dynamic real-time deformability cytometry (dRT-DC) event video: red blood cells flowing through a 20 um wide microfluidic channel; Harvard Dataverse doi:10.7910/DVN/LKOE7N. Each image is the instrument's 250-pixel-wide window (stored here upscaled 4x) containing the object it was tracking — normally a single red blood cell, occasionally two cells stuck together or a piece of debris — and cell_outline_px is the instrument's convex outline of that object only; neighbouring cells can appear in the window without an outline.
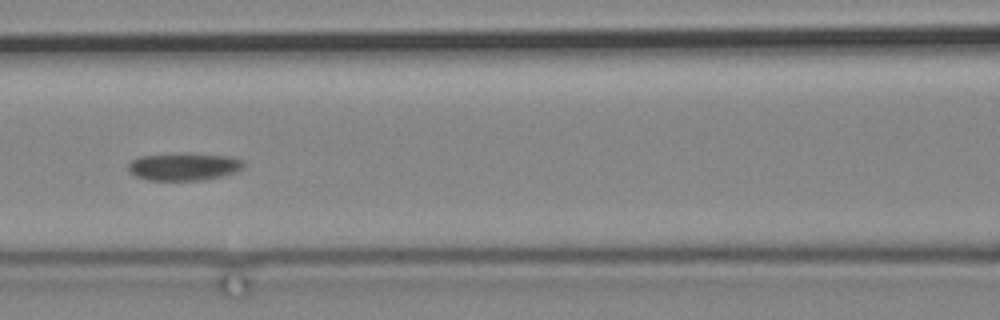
{"species": "common noctule bat (a hibernating species)", "species_latin": "Nyctalus noctula", "temperature_condition": "cold", "stored_images_in_passage": 6, "camera_frame_rate_fps": 3000, "um_per_image_px": 0.085, "animal": {"sex": "male", "body_mass_g": 19.2, "forearm_length_mm": 51.8}, "frame": {"image": 1, "passage_image": 3, "time_ms": 2.333, "image_size_px": [1000, 320], "cell_outline_px": [[244, 168], [236, 172], [204, 180], [148, 180], [136, 176], [128, 168], [128, 164], [132, 160], [140, 156], [184, 152], [188, 152], [228, 156], [244, 160]], "centroid_in_image_um": [15.66, 14.14], "position_along_channel_um": 150.9, "area_um2": 18.79}}
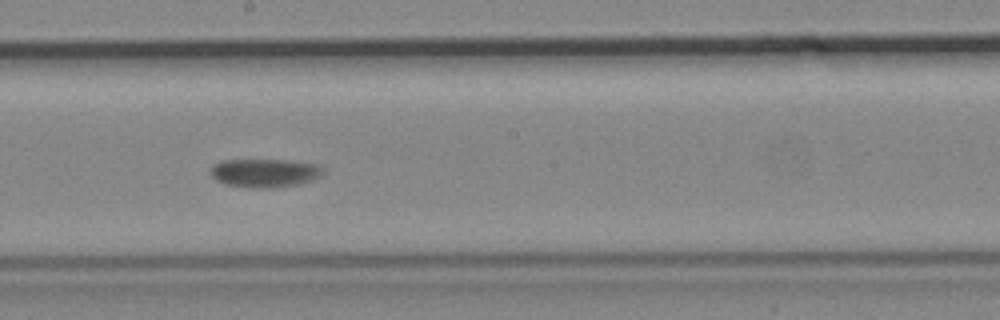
{"frame": {"image": 2, "passage_image": 5, "time_ms": 4.667, "image_size_px": [1000, 320], "cell_outline_px": [[324, 172], [320, 176], [312, 180], [296, 184], [272, 188], [248, 188], [224, 184], [216, 180], [212, 176], [212, 168], [220, 160], [288, 160], [316, 164], [324, 168]], "centroid_in_image_um": [22.51, 14.7], "position_along_channel_um": 225.7, "area_um2": 18.67}}
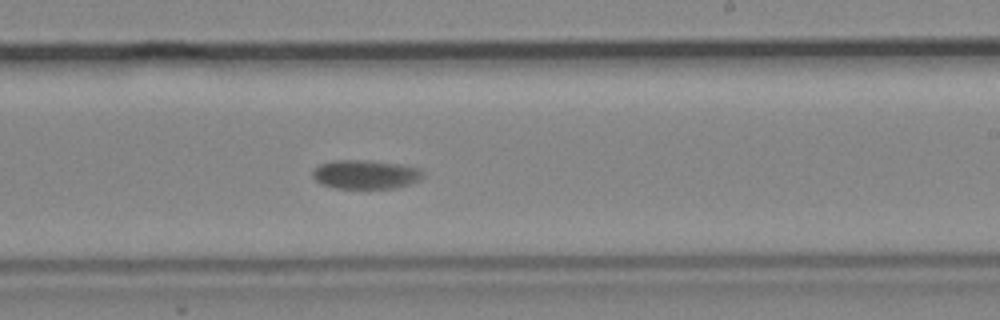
{"frame": {"image": 3, "passage_image": 6, "time_ms": 5.667, "image_size_px": [1000, 320], "cell_outline_px": [[424, 176], [408, 184], [396, 188], [336, 188], [320, 184], [312, 176], [312, 172], [320, 164], [332, 160], [364, 160], [400, 164], [420, 168], [424, 172]], "centroid_in_image_um": [31.06, 14.82], "position_along_channel_um": 257.9, "area_um2": 18.55}}